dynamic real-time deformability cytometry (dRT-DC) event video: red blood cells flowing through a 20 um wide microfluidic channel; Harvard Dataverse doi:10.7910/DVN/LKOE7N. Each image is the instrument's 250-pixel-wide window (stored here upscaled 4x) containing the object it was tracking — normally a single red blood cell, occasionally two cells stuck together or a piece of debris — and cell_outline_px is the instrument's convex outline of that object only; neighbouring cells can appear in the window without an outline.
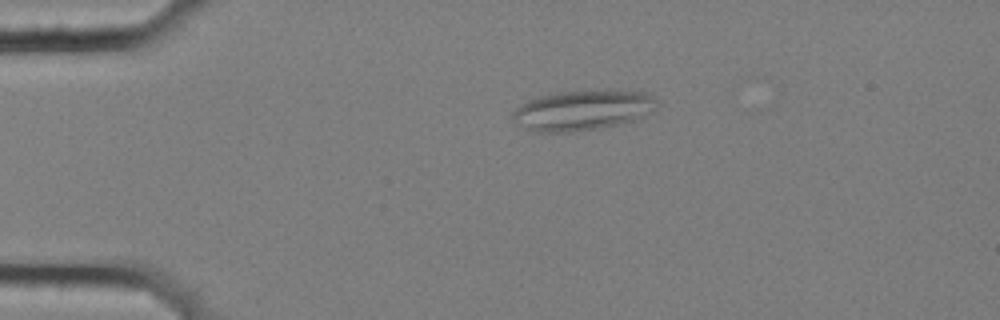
{"species": "common noctule bat (a hibernating species)", "species_latin": "Nyctalus noctula", "temperature_condition": "cold", "stored_images_in_passage": 6, "camera_frame_rate_fps": 3000, "um_per_image_px": 0.085, "animal": {"sex": "female", "body_mass_g": 25.1}, "frame": {"image": 1, "passage_image": 4, "time_ms": 1.0, "image_size_px": [1000, 320], "cell_outline_px": [[660, 104], [656, 108], [644, 116], [632, 120], [600, 128], [572, 132], [528, 132], [512, 116], [512, 112], [520, 104], [528, 100], [552, 92], [604, 88], [620, 88], [648, 92], [656, 96], [660, 100]], "centroid_in_image_um": [49.61, 9.31], "position_along_channel_um": 35.4, "area_um2": 35.03}}